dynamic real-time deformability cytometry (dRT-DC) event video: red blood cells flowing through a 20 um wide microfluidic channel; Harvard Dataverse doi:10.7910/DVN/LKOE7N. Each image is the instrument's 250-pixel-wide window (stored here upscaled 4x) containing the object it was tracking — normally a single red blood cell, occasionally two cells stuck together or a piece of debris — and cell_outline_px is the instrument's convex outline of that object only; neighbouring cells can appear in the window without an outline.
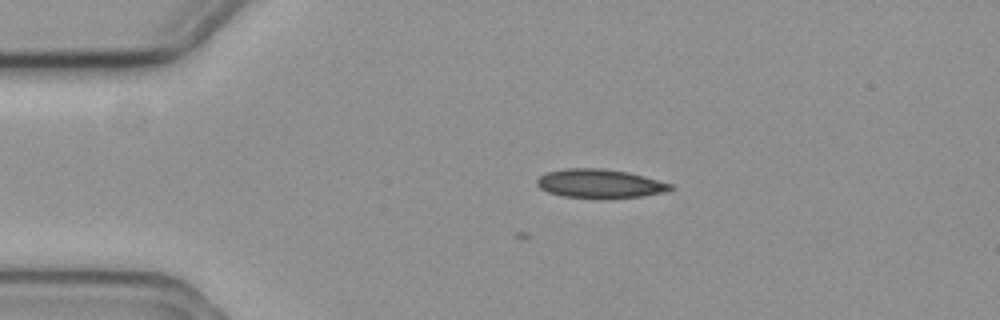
{"species": "common noctule bat (a hibernating species)", "species_latin": "Nyctalus noctula", "temperature_condition": "cold", "stored_images_in_passage": 4, "camera_frame_rate_fps": 3000, "um_per_image_px": 0.085, "animal": {"sex": "female", "body_mass_g": 19.3, "forearm_length_mm": 54.1}, "frame": {"image": 1, "passage_image": 1, "time_ms": 0.0, "image_size_px": [1000, 320], "cell_outline_px": [[676, 188], [664, 192], [640, 196], [604, 200], [600, 200], [564, 196], [548, 192], [540, 188], [536, 184], [536, 180], [540, 176], [548, 172], [564, 168], [604, 168], [628, 172], [644, 176], [672, 184]], "centroid_in_image_um": [50.99, 15.62], "position_along_channel_um": 34.0, "area_um2": 22.89}}